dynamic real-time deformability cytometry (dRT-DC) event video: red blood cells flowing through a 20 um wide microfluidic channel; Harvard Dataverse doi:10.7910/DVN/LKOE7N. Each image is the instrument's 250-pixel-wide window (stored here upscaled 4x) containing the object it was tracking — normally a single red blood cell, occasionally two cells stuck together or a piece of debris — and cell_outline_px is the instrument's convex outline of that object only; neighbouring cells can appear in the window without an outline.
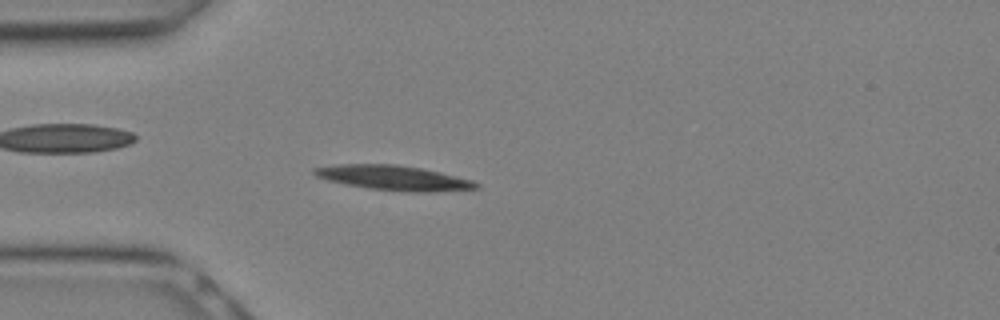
{"species": "Egyptian fruit bat (a non-hibernating species)", "species_latin": "Rousettus aegyptiacus", "temperature_condition": "warm", "stored_images_in_passage": 11, "camera_frame_rate_fps": 3000, "um_per_image_px": 0.085, "animal": {"sex": "female"}, "frame": {"image": 1, "passage_image": 7, "time_ms": 2.0, "image_size_px": [1000, 320], "cell_outline_px": [[480, 188], [436, 192], [412, 192], [368, 188], [328, 180], [316, 176], [312, 172], [312, 168], [336, 164], [396, 164], [420, 168], [440, 172], [472, 180], [480, 184]], "centroid_in_image_um": [33.48, 15.11], "position_along_channel_um": 51.5, "area_um2": 23.29}}
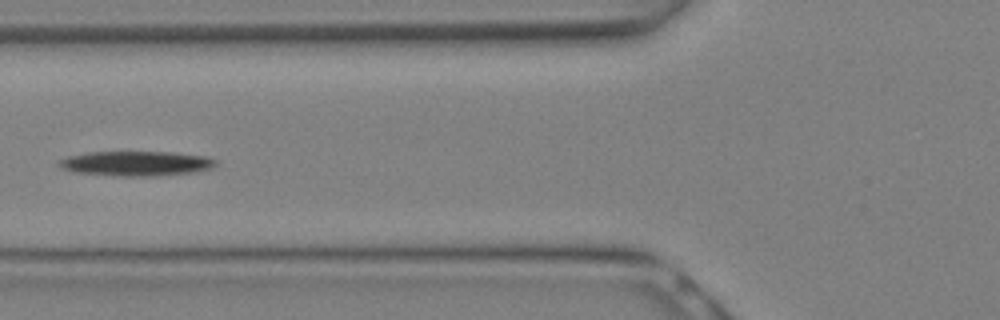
{"frame": {"image": 2, "passage_image": 10, "time_ms": 3.0, "image_size_px": [1000, 320], "cell_outline_px": [[216, 164], [212, 168], [196, 172], [160, 176], [116, 176], [76, 172], [60, 168], [56, 164], [60, 160], [68, 156], [88, 152], [172, 152], [204, 156], [216, 160]], "centroid_in_image_um": [11.57, 13.9], "position_along_channel_um": 114.2, "area_um2": 22.77}}